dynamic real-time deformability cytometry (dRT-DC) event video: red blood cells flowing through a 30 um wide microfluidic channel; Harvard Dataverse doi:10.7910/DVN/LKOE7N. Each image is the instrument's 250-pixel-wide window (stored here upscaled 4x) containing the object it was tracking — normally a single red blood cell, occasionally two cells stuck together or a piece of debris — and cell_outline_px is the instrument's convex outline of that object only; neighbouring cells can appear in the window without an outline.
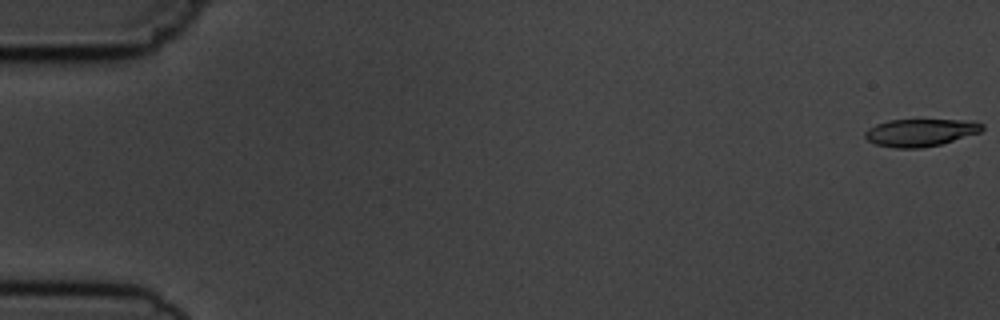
{"species": "common noctule bat (a hibernating species)", "species_latin": "Nyctalus noctula", "temperature_condition": "cold", "stored_images_in_passage": 5, "segment_of_instrument_passage": [2, 2], "camera_frame_rate_fps": 3000, "um_per_image_px": 0.085, "animal": {"sex": "male", "body_mass_g": 19.5, "forearm_length_mm": 54.6}, "frame": {"image": 1, "passage_image": 5, "time_ms": 4.667, "image_size_px": [1000, 320], "cell_outline_px": [[984, 128], [980, 132], [940, 144], [920, 148], [896, 148], [876, 144], [868, 140], [864, 136], [864, 132], [868, 128], [876, 124], [888, 120], [972, 120], [984, 124]], "centroid_in_image_um": [78.23, 11.25], "position_along_channel_um": 6.8, "area_um2": 18.67}}